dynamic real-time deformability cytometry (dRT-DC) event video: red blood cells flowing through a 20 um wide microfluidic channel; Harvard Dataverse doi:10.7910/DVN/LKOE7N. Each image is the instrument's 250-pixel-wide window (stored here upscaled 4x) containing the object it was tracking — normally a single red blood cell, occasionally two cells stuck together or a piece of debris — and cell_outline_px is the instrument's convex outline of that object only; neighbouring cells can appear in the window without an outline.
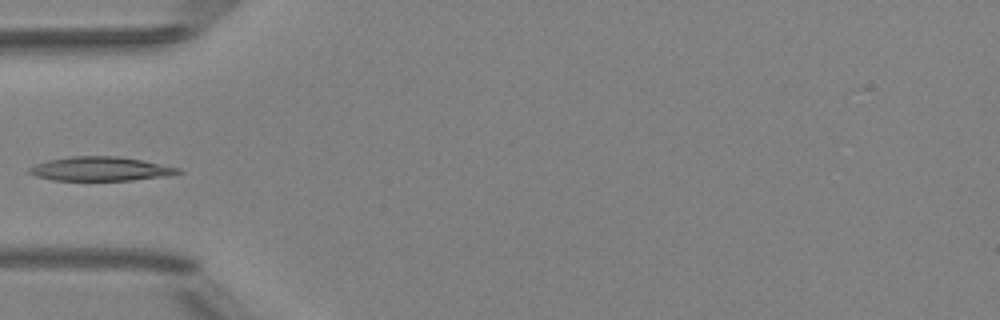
{"species": "Egyptian fruit bat (a non-hibernating species)", "species_latin": "Rousettus aegyptiacus", "temperature_condition": "room temperature", "stored_images_in_passage": 4, "camera_frame_rate_fps": 3000, "um_per_image_px": 0.085, "animal": {"sex": "female"}, "frame": {"image": 1, "passage_image": 4, "time_ms": 1.0, "image_size_px": [1000, 320], "cell_outline_px": [[184, 172], [168, 176], [132, 180], [52, 180], [36, 176], [28, 172], [28, 168], [36, 164], [48, 160], [72, 156], [120, 156], [144, 160], [180, 168]], "centroid_in_image_um": [8.59, 14.35], "position_along_channel_um": 76.4, "area_um2": 20.98}}